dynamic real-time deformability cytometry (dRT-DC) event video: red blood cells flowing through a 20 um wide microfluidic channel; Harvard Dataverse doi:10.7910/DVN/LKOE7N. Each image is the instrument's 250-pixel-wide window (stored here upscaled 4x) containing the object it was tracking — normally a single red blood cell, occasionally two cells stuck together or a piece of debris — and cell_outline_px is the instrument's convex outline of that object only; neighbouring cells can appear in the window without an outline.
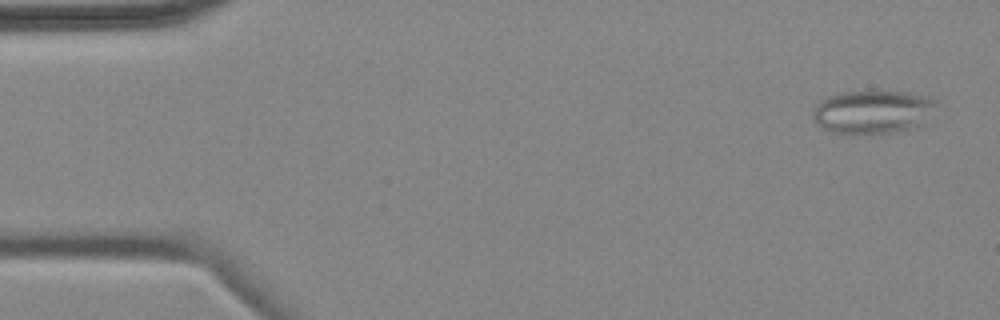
{"species": "common noctule bat (a hibernating species)", "species_latin": "Nyctalus noctula", "temperature_condition": "cold", "stored_images_in_passage": 14, "camera_frame_rate_fps": 3000, "um_per_image_px": 0.085, "animal": {"sex": "female", "body_mass_g": 18.4}, "frame": {"image": 1, "passage_image": 1, "time_ms": 0.0, "image_size_px": [1000, 320], "cell_outline_px": [[936, 100], [924, 124], [920, 128], [896, 132], [832, 132], [816, 124], [812, 116], [812, 112], [816, 104], [820, 100], [828, 96], [840, 92], [904, 92], [928, 96]], "centroid_in_image_um": [74.17, 9.5], "position_along_channel_um": 10.8, "area_um2": 30.81}}
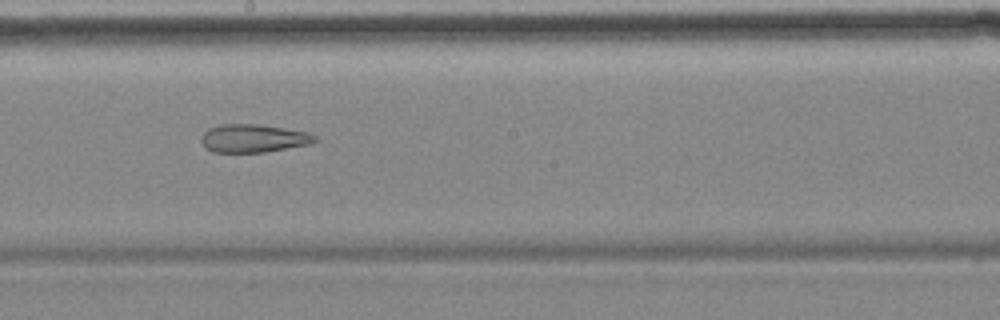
{"frame": {"image": 2, "passage_image": 8, "time_ms": 9.333, "image_size_px": [1000, 320], "cell_outline_px": [[320, 140], [312, 144], [264, 152], [212, 152], [200, 140], [204, 132], [208, 128], [220, 124], [260, 124], [308, 132], [316, 136]], "centroid_in_image_um": [21.58, 11.75], "position_along_channel_um": 226.6, "area_um2": 18.73}}
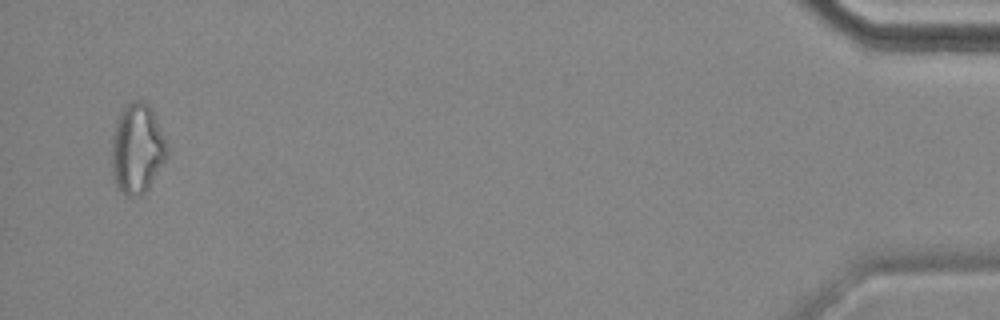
{"frame": {"image": 3, "passage_image": 14, "time_ms": 17.333, "image_size_px": [1000, 320], "cell_outline_px": [[168, 156], [148, 188], [140, 196], [128, 196], [116, 188], [112, 176], [112, 136], [116, 120], [124, 104], [132, 100], [144, 100], [152, 108], [164, 136], [168, 152]], "centroid_in_image_um": [11.64, 12.61], "position_along_channel_um": 423.6, "area_um2": 29.36}, "authors_computed_cell_mechanics": {"area_um2": 23.698, "velocity_mm_per_s": 3.5398, "shape_relaxation_time_tau1_ms": null, "shape_relaxation_time_tau2_ms": 3.182, "deformation_change_tau1": null, "deformation_change_tau2": 0.1126}}